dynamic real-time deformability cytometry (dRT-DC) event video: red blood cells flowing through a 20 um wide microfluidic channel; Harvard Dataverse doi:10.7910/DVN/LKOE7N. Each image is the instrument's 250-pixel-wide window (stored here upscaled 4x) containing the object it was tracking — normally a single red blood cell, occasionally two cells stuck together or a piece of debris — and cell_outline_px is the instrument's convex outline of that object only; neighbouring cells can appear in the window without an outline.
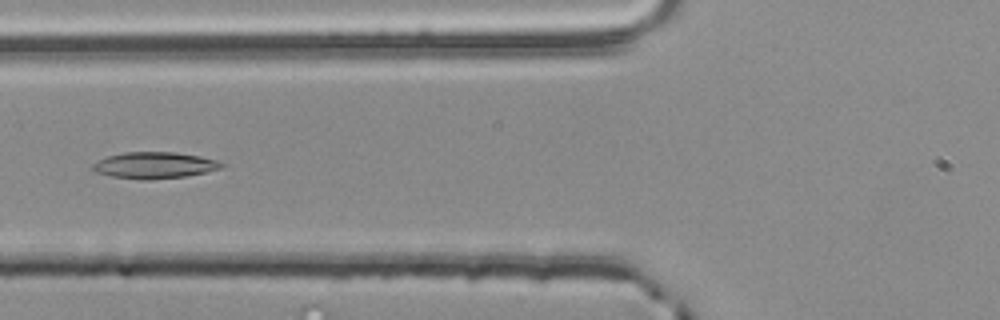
{"species": "common noctule bat (a hibernating species)", "species_latin": "Nyctalus noctula", "temperature_condition": "room temperature", "stored_images_in_passage": 39, "camera_frame_rate_fps": 3000, "um_per_image_px": 0.085, "animal": {"sex": "male", "body_mass_g": 20.4}, "frame": {"image": 1, "passage_image": 6, "time_ms": 1.667, "image_size_px": [1000, 320], "cell_outline_px": [[224, 164], [220, 168], [204, 172], [184, 176], [152, 180], [140, 180], [108, 176], [96, 172], [92, 168], [92, 164], [108, 156], [124, 152], [176, 152], [200, 156], [216, 160]], "centroid_in_image_um": [13.09, 14.05], "position_along_channel_um": 112.7, "area_um2": 19.77}}
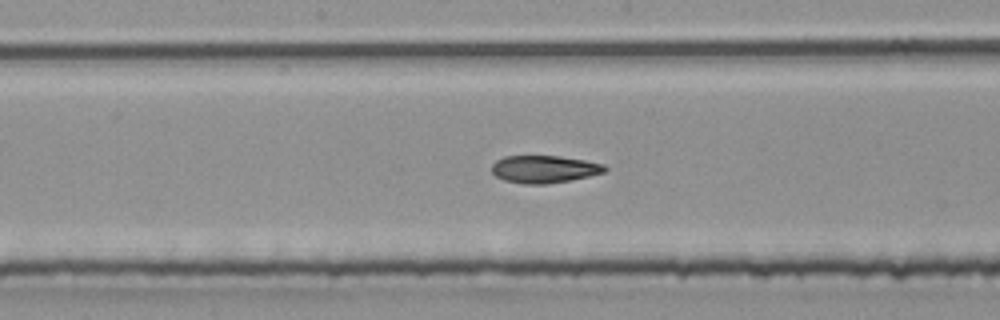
{"frame": {"image": 2, "passage_image": 13, "time_ms": 4.0, "image_size_px": [1000, 320], "cell_outline_px": [[608, 168], [604, 172], [588, 176], [568, 180], [544, 184], [524, 184], [504, 180], [496, 176], [492, 172], [492, 164], [496, 160], [504, 156], [560, 156], [584, 160], [604, 164]], "centroid_in_image_um": [46.24, 14.37], "position_along_channel_um": 202.0, "area_um2": 17.98}}
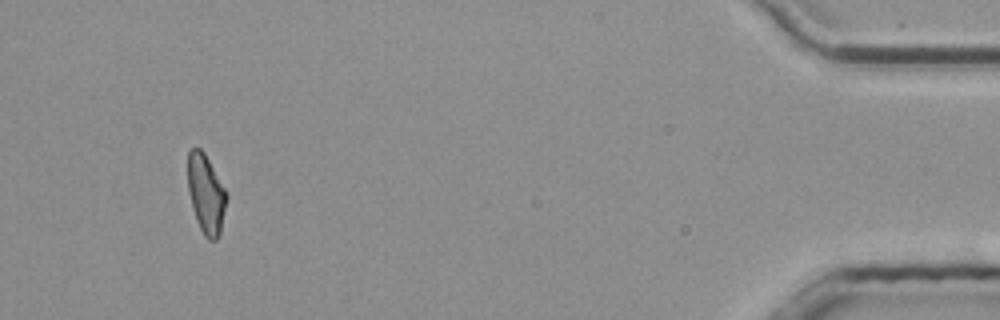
{"frame": {"image": 3, "passage_image": 36, "time_ms": 11.667, "image_size_px": [1000, 320], "cell_outline_px": [[228, 196], [220, 236], [216, 240], [208, 240], [204, 236], [196, 220], [188, 192], [188, 148], [200, 148], [204, 152], [224, 188]], "centroid_in_image_um": [17.51, 16.52], "position_along_channel_um": 417.7, "area_um2": 17.92}, "authors_computed_cell_mechanics": {"area_um2": 18.5538, "velocity_mm_per_s": 3.8129, "shape_relaxation_time_tau1_ms": 8.4602, "shape_relaxation_time_tau2_ms": 3.5729, "deformation_change_tau1": 0.2394, "deformation_change_tau2": 0.1094}}